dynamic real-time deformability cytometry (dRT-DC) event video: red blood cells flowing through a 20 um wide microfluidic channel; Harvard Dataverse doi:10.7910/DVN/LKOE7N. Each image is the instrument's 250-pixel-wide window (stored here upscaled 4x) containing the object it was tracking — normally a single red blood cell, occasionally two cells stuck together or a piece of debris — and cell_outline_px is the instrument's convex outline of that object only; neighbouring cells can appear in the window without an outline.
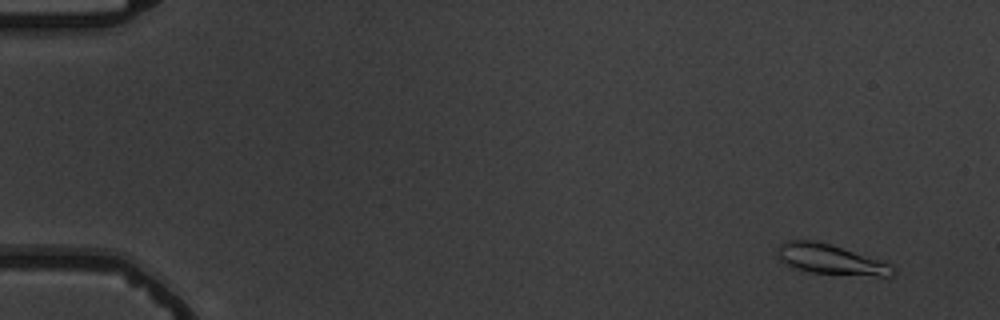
{"species": "common noctule bat (a hibernating species)", "species_latin": "Nyctalus noctula", "temperature_condition": "warm", "stored_images_in_passage": 6, "camera_frame_rate_fps": 3000, "um_per_image_px": 0.085, "animal": {"sex": "male", "body_mass_g": 19.5, "forearm_length_mm": 54.6}, "frame": {"image": 1, "passage_image": 1, "time_ms": 0.0, "image_size_px": [1000, 320], "cell_outline_px": [[896, 272], [892, 276], [876, 276], [812, 272], [796, 268], [780, 260], [780, 244], [788, 240], [812, 240], [828, 244], [888, 260]], "centroid_in_image_um": [70.74, 22.05], "position_along_channel_um": 14.3, "area_um2": 20.06}}
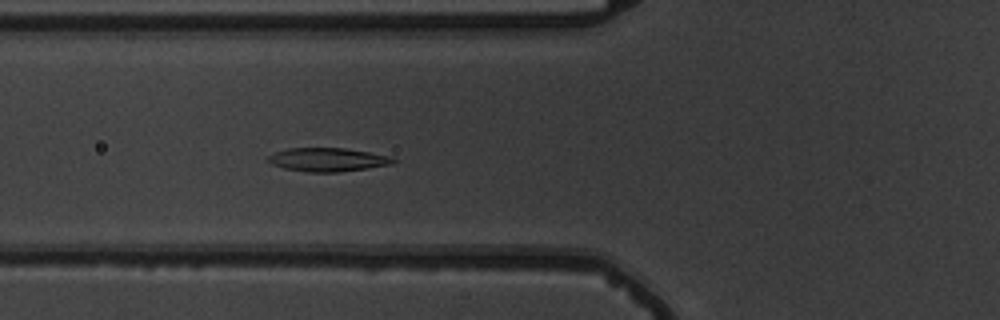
{"frame": {"image": 2, "passage_image": 6, "time_ms": 6.0, "image_size_px": [1000, 320], "cell_outline_px": [[396, 160], [392, 164], [368, 168], [340, 172], [308, 172], [284, 168], [272, 164], [268, 160], [268, 156], [276, 152], [288, 148], [344, 148], [392, 156]], "centroid_in_image_um": [27.88, 13.57], "position_along_channel_um": 97.9, "area_um2": 17.11}}